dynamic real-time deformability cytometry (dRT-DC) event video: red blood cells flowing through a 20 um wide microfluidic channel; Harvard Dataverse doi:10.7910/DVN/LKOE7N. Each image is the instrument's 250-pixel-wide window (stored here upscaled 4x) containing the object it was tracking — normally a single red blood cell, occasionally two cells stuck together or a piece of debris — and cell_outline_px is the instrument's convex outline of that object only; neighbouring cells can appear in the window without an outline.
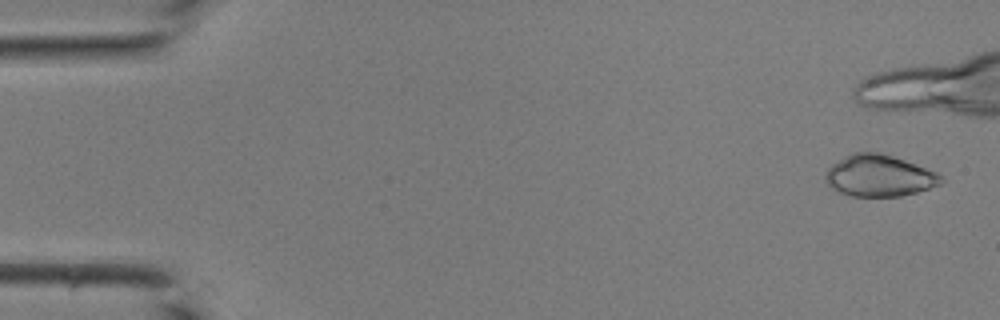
{"species": "common noctule bat (a hibernating species)", "species_latin": "Nyctalus noctula", "temperature_condition": "room temperature", "stored_images_in_passage": 34, "segment_of_instrument_passage": [1, 2], "camera_frame_rate_fps": 3000, "um_per_image_px": 0.085, "animal": {"sex": "male", "body_mass_g": 19.0, "forearm_length_mm": 50.8}, "frame": {"image": 1, "passage_image": 2, "time_ms": 0.333, "image_size_px": [1000, 320], "cell_outline_px": [[944, 180], [940, 184], [916, 192], [900, 196], [852, 196], [840, 192], [832, 188], [828, 184], [824, 176], [828, 168], [832, 164], [852, 152], [880, 152], [904, 160], [936, 172]], "centroid_in_image_um": [74.7, 14.93], "position_along_channel_um": 10.3, "area_um2": 27.69}}
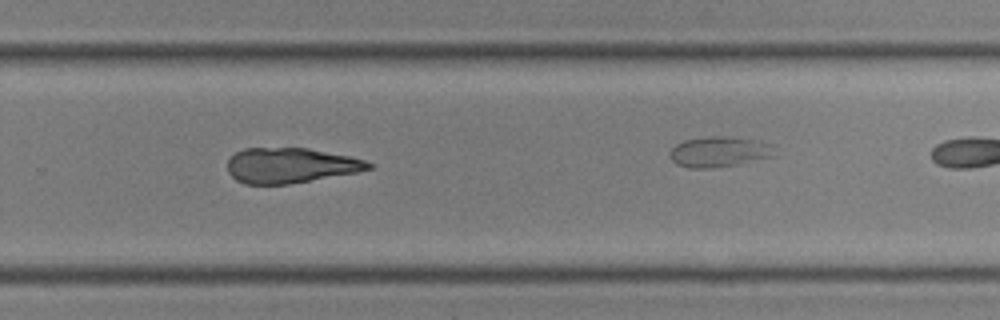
{"frame": {"image": 2, "passage_image": 29, "time_ms": 9.333, "image_size_px": [1000, 320], "cell_outline_px": [[372, 168], [356, 172], [288, 184], [244, 184], [236, 180], [228, 172], [228, 160], [236, 152], [244, 148], [308, 148], [348, 156], [364, 160], [372, 164]], "centroid_in_image_um": [24.65, 14.06], "position_along_channel_um": 305.1, "area_um2": 28.61}}
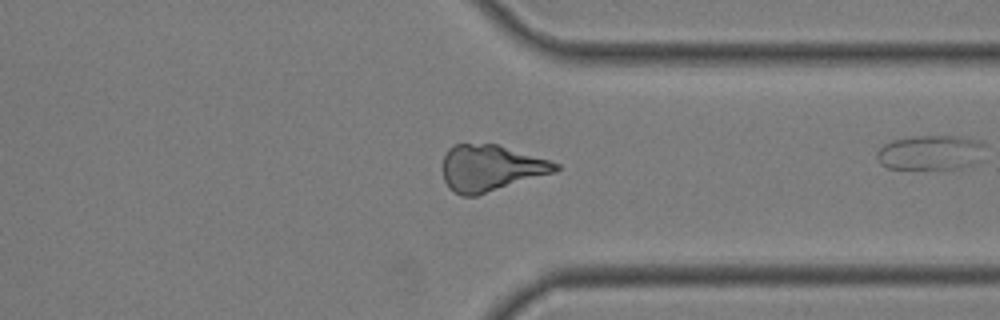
{"frame": {"image": 3, "passage_image": 33, "time_ms": 10.667, "image_size_px": [1000, 320], "cell_outline_px": [[560, 168], [556, 172], [476, 196], [460, 196], [448, 188], [444, 180], [444, 156], [448, 148], [452, 144], [496, 144], [548, 160], [560, 164]], "centroid_in_image_um": [41.7, 14.3], "position_along_channel_um": 369.7, "area_um2": 30.35}}